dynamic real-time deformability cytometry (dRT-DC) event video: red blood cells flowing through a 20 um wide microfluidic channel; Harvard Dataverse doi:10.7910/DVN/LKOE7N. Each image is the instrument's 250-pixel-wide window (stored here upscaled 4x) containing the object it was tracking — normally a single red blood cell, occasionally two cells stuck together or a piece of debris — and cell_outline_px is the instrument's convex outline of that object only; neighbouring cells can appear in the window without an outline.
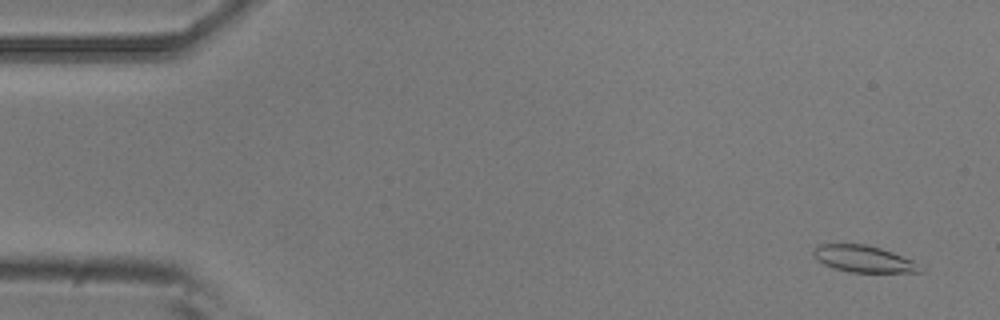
{"species": "common noctule bat (a hibernating species)", "species_latin": "Nyctalus noctula", "temperature_condition": "room temperature", "stored_images_in_passage": 6, "camera_frame_rate_fps": 3000, "um_per_image_px": 0.085, "animal": {"sex": "male", "body_mass_g": 20.5, "forearm_length_mm": 52.5}, "frame": {"image": 1, "passage_image": 1, "time_ms": 0.0, "image_size_px": [1000, 320], "cell_outline_px": [[924, 272], [848, 272], [824, 264], [816, 260], [812, 252], [816, 244], [864, 244], [880, 248], [892, 252], [912, 260], [924, 268]], "centroid_in_image_um": [73.39, 22.0], "position_along_channel_um": 11.6, "area_um2": 16.59}}
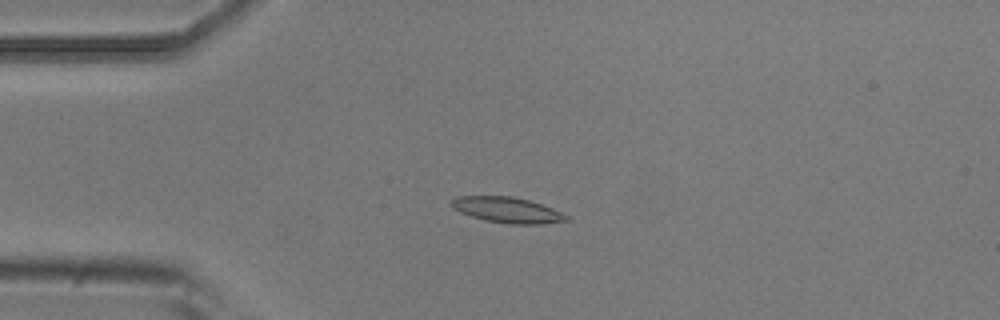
{"frame": {"image": 2, "passage_image": 4, "time_ms": 1.0, "image_size_px": [1000, 320], "cell_outline_px": [[568, 220], [540, 224], [508, 224], [484, 220], [460, 212], [452, 208], [448, 204], [456, 196], [512, 196], [528, 200], [552, 208], [568, 216]], "centroid_in_image_um": [43.06, 17.84], "position_along_channel_um": 41.9, "area_um2": 17.11}}
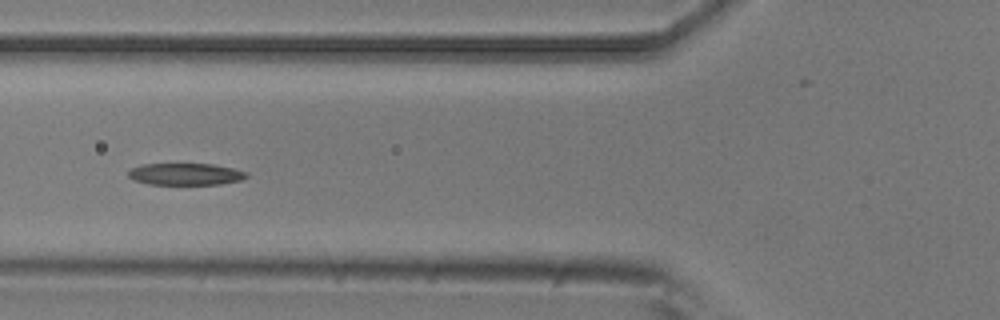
{"frame": {"image": 3, "passage_image": 6, "time_ms": 1.667, "image_size_px": [1000, 320], "cell_outline_px": [[248, 176], [240, 180], [220, 184], [148, 184], [132, 180], [128, 176], [128, 172], [132, 168], [140, 164], [212, 164], [232, 168], [248, 172]], "centroid_in_image_um": [15.74, 14.8], "position_along_channel_um": 110.1, "area_um2": 15.03}}